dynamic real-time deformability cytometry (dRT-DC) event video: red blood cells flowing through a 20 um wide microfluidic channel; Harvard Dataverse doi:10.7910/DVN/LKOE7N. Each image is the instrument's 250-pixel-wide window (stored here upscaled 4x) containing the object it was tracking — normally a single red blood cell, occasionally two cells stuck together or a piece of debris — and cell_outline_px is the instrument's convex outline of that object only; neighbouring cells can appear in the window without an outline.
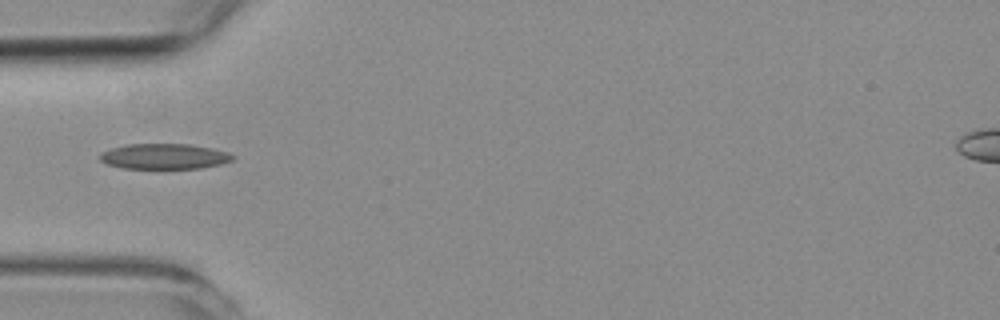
{"species": "common noctule bat (a hibernating species)", "species_latin": "Nyctalus noctula", "temperature_condition": "room temperature", "stored_images_in_passage": 38, "camera_frame_rate_fps": 3000, "um_per_image_px": 0.085, "animal": {"sex": "female", "body_mass_g": 19.3, "forearm_length_mm": 54.1}, "frame": {"image": 1, "passage_image": 1, "time_ms": 0.0, "image_size_px": [1000, 320], "cell_outline_px": [[236, 156], [232, 160], [220, 164], [200, 168], [124, 168], [108, 164], [100, 160], [100, 152], [112, 148], [128, 144], [188, 144], [212, 148], [228, 152]], "centroid_in_image_um": [13.98, 13.28], "position_along_channel_um": 71.0, "area_um2": 19.54}}
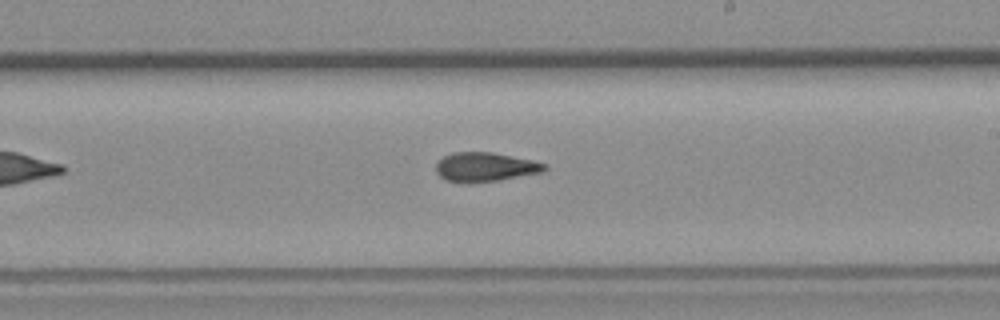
{"frame": {"image": 2, "passage_image": 15, "time_ms": 4.667, "image_size_px": [1000, 320], "cell_outline_px": [[548, 168], [544, 172], [500, 180], [464, 184], [444, 180], [436, 172], [436, 164], [444, 156], [452, 152], [492, 152], [532, 160], [544, 164]], "centroid_in_image_um": [41.22, 14.21], "position_along_channel_um": 247.8, "area_um2": 18.67}}
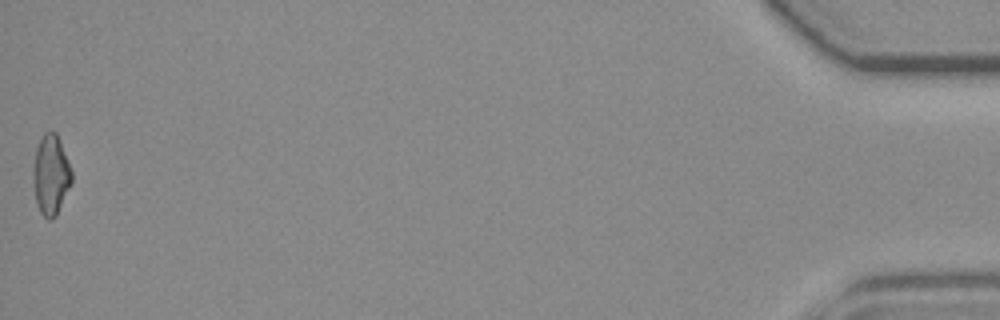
{"frame": {"image": 3, "passage_image": 38, "time_ms": 12.333, "image_size_px": [1000, 320], "cell_outline_px": [[72, 184], [56, 216], [52, 220], [48, 220], [40, 212], [36, 204], [32, 172], [36, 148], [40, 136], [44, 132], [56, 132], [60, 140], [72, 172]], "centroid_in_image_um": [4.32, 14.87], "position_along_channel_um": 430.9, "area_um2": 18.21}}